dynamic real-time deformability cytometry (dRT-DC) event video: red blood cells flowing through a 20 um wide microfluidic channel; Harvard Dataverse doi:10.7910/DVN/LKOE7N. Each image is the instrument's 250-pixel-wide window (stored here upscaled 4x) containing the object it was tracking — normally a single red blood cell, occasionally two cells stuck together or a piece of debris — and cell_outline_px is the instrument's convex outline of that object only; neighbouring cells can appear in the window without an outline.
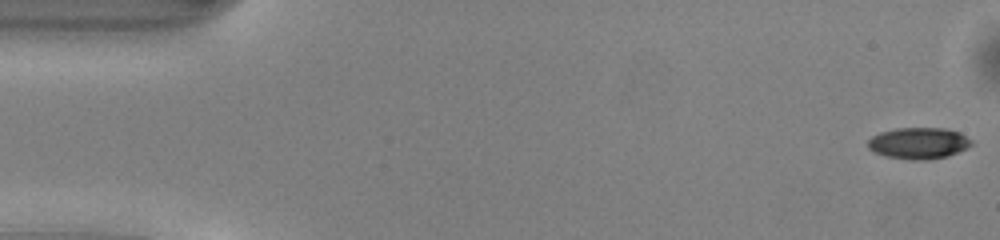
{"species": "common noctule bat (a hibernating species)", "species_latin": "Nyctalus noctula", "temperature_condition": "warm", "stored_images_in_passage": 49, "camera_frame_rate_fps": 3000, "um_per_image_px": 0.085, "animal": {"sex": "male", "body_mass_g": 13.0, "forearm_length_mm": 53.1}, "frame": {"image": 1, "passage_image": 1, "time_ms": 0.0, "image_size_px": [1000, 240], "cell_outline_px": [[972, 144], [968, 148], [948, 156], [928, 160], [908, 160], [884, 156], [868, 148], [868, 140], [872, 136], [880, 132], [896, 128], [944, 128], [960, 132], [972, 140]], "centroid_in_image_um": [78.1, 12.17], "position_along_channel_um": 6.9, "area_um2": 19.13}}
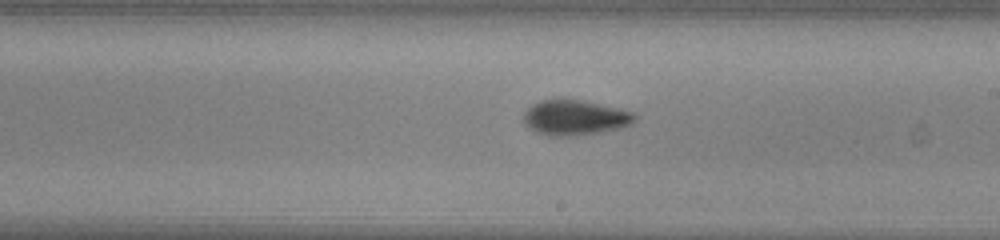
{"frame": {"image": 2, "passage_image": 28, "time_ms": 9.0, "image_size_px": [1000, 240], "cell_outline_px": [[636, 120], [632, 124], [620, 128], [600, 132], [576, 136], [548, 136], [536, 132], [528, 128], [524, 124], [524, 112], [532, 104], [540, 100], [560, 96], [580, 100], [616, 108], [632, 112], [636, 116]], "centroid_in_image_um": [48.81, 9.98], "position_along_channel_um": 240.2, "area_um2": 23.24}}
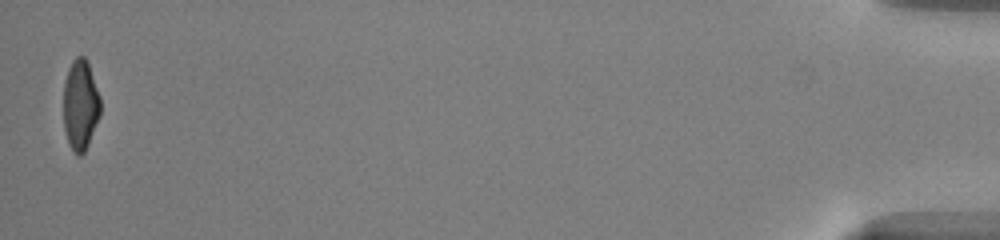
{"frame": {"image": 3, "passage_image": 49, "time_ms": 16.0, "image_size_px": [1000, 240], "cell_outline_px": [[100, 116], [88, 144], [84, 152], [80, 156], [76, 156], [68, 144], [64, 128], [64, 80], [68, 68], [72, 60], [76, 56], [84, 56], [88, 60], [100, 96]], "centroid_in_image_um": [6.83, 8.9], "position_along_channel_um": 428.4, "area_um2": 19.77}, "authors_computed_cell_mechanics": {"area_um2": 20.5768, "velocity_mm_per_s": 4.1466, "shape_relaxation_time_tau1_ms": 2.3422, "shape_relaxation_time_tau2_ms": 3.6109, "deformation_change_tau1": 0.1677, "deformation_change_tau2": 0.1118}}